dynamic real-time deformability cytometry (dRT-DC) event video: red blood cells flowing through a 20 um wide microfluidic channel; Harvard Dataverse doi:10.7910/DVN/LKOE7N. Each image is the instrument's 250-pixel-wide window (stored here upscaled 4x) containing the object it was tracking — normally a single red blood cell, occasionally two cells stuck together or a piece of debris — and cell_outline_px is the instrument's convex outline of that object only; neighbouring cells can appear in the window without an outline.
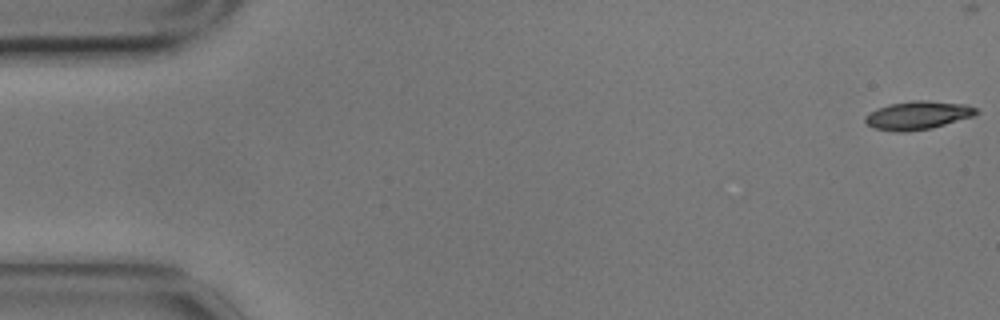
{"species": "common noctule bat (a hibernating species)", "species_latin": "Nyctalus noctula", "temperature_condition": "cold", "stored_images_in_passage": 48, "camera_frame_rate_fps": 3000, "um_per_image_px": 0.085, "animal": {"sex": "male", "body_mass_g": 17.9}, "frame": {"image": 1, "passage_image": 1, "time_ms": 0.0, "image_size_px": [1000, 320], "cell_outline_px": [[980, 112], [976, 116], [932, 128], [904, 132], [892, 132], [872, 128], [864, 120], [864, 116], [868, 112], [876, 108], [888, 104], [912, 100], [928, 100], [968, 104], [976, 108]], "centroid_in_image_um": [78.02, 9.8], "position_along_channel_um": 7.0, "area_um2": 18.9}}
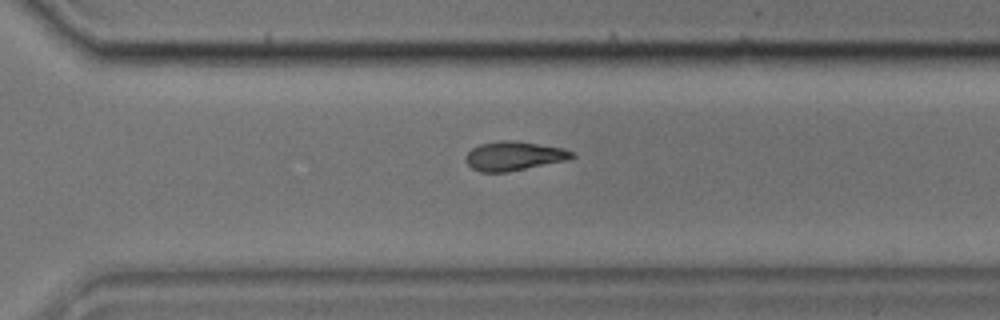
{"frame": {"image": 2, "passage_image": 40, "time_ms": 13.0, "image_size_px": [1000, 320], "cell_outline_px": [[576, 156], [568, 160], [508, 172], [480, 172], [472, 168], [464, 160], [468, 152], [472, 148], [480, 144], [504, 140], [516, 140], [564, 148], [576, 152]], "centroid_in_image_um": [43.72, 13.25], "position_along_channel_um": 326.9, "area_um2": 18.21}}
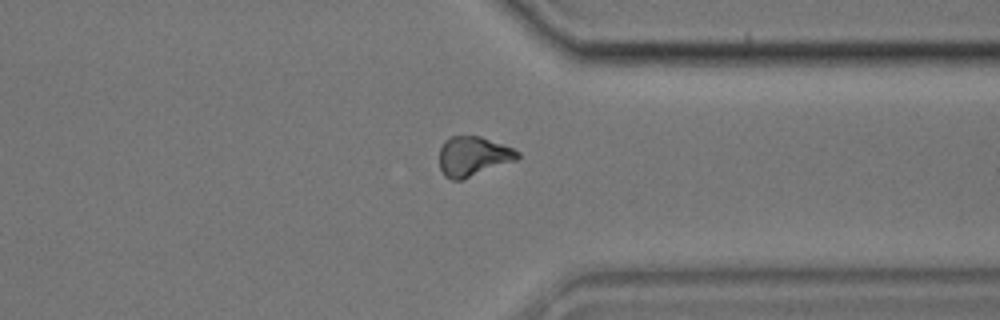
{"frame": {"image": 3, "passage_image": 44, "time_ms": 14.333, "image_size_px": [1000, 320], "cell_outline_px": [[520, 156], [516, 160], [464, 180], [452, 180], [444, 176], [440, 168], [440, 148], [444, 140], [452, 136], [480, 136], [512, 148], [520, 152]], "centroid_in_image_um": [40.2, 13.3], "position_along_channel_um": 371.2, "area_um2": 18.15}}